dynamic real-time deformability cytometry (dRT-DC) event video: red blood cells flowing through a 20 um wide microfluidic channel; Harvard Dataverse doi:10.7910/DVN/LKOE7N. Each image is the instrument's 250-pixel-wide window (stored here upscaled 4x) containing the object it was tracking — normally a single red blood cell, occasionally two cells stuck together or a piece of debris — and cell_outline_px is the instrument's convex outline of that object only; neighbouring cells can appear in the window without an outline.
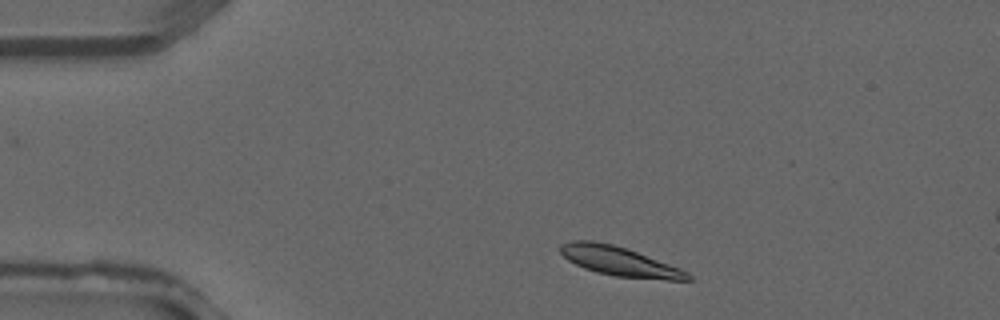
{"species": "common noctule bat (a hibernating species)", "species_latin": "Nyctalus noctula", "temperature_condition": "warm", "stored_images_in_passage": 3, "segment_of_instrument_passage": [2, 2], "camera_frame_rate_fps": 3000, "um_per_image_px": 0.085, "animal": {"sex": "male", "forearm_length_mm": 52.5}, "frame": {"image": 1, "passage_image": 3, "time_ms": 0.667, "image_size_px": [1000, 320], "cell_outline_px": [[692, 280], [668, 280], [616, 276], [596, 272], [584, 268], [568, 260], [560, 252], [560, 244], [572, 240], [592, 240], [612, 244], [636, 252], [680, 268], [688, 272], [692, 276]], "centroid_in_image_um": [52.64, 22.21], "position_along_channel_um": 32.4, "area_um2": 21.5}}